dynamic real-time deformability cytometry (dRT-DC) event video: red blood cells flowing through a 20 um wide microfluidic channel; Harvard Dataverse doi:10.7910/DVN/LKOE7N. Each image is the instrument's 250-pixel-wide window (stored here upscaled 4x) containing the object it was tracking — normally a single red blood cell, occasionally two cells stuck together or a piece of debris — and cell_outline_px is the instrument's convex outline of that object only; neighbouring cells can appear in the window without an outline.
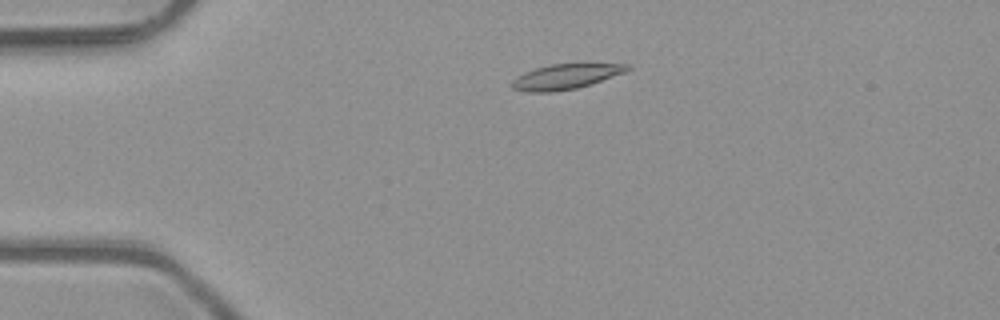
{"species": "common noctule bat (a hibernating species)", "species_latin": "Nyctalus noctula", "temperature_condition": "room temperature", "stored_images_in_passage": 2, "camera_frame_rate_fps": 3000, "um_per_image_px": 0.085, "animal": {"sex": "male", "body_mass_g": 23.1, "forearm_length_mm": 52.7}, "frame": {"image": 1, "passage_image": 1, "time_ms": 0.0, "image_size_px": [1000, 320], "cell_outline_px": [[632, 68], [624, 72], [576, 88], [552, 92], [524, 92], [512, 88], [512, 80], [516, 76], [524, 72], [536, 68], [552, 64], [584, 60], [588, 60], [632, 64]], "centroid_in_image_um": [48.17, 6.43], "position_along_channel_um": 36.8, "area_um2": 17.8}}